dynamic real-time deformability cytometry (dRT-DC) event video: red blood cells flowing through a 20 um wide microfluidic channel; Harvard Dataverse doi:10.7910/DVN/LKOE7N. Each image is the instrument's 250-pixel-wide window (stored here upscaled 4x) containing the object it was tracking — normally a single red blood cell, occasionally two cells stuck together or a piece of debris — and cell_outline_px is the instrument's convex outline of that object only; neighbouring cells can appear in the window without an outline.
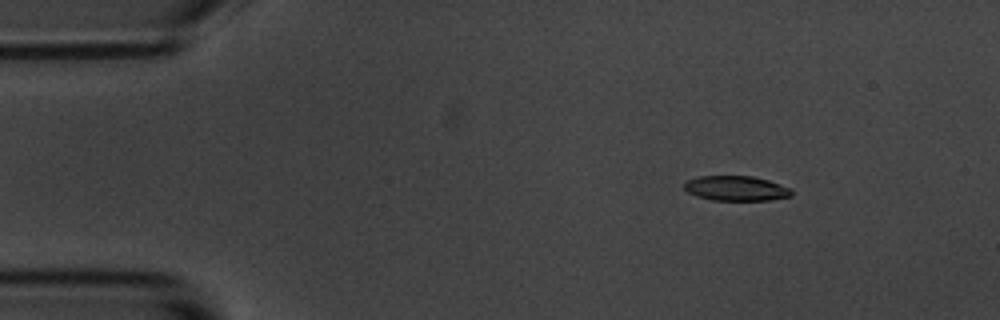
{"species": "common noctule bat (a hibernating species)", "species_latin": "Nyctalus noctula", "temperature_condition": "room temperature", "stored_images_in_passage": 4, "camera_frame_rate_fps": 3000, "um_per_image_px": 0.085, "animal": {"sex": "male", "body_mass_g": 20.1, "forearm_length_mm": 53.5}, "frame": {"image": 1, "passage_image": 2, "time_ms": 1.0, "image_size_px": [1000, 320], "cell_outline_px": [[792, 196], [768, 200], [712, 200], [696, 196], [688, 192], [684, 188], [684, 184], [688, 180], [696, 176], [752, 176], [768, 180], [792, 188]], "centroid_in_image_um": [62.57, 16.01], "position_along_channel_um": 22.4, "area_um2": 15.61}}